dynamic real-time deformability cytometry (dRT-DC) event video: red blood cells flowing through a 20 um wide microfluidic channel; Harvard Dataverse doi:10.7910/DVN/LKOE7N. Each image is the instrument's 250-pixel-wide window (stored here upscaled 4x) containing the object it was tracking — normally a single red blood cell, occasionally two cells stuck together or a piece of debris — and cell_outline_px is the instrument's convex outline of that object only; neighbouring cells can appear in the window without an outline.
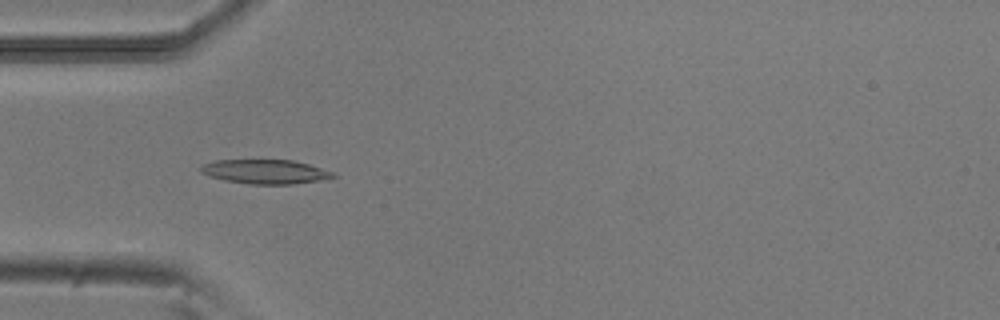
{"species": "common noctule bat (a hibernating species)", "species_latin": "Nyctalus noctula", "temperature_condition": "room temperature", "stored_images_in_passage": 50, "camera_frame_rate_fps": 3000, "um_per_image_px": 0.085, "animal": {"sex": "male", "body_mass_g": 20.5, "forearm_length_mm": 52.5}, "frame": {"image": 1, "passage_image": 14, "time_ms": 4.333, "image_size_px": [1000, 320], "cell_outline_px": [[336, 176], [320, 180], [292, 184], [252, 184], [224, 180], [208, 176], [200, 172], [200, 168], [204, 164], [216, 160], [292, 160], [308, 164], [332, 172]], "centroid_in_image_um": [22.51, 14.59], "position_along_channel_um": 62.5, "area_um2": 18.44}}
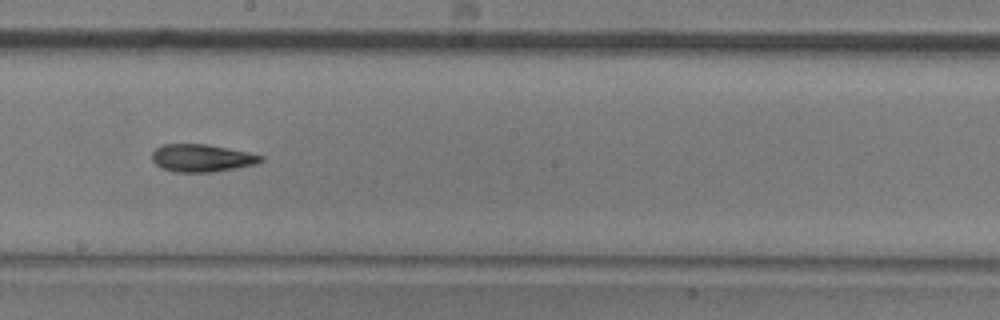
{"frame": {"image": 2, "passage_image": 27, "time_ms": 8.667, "image_size_px": [1000, 320], "cell_outline_px": [[264, 160], [256, 164], [212, 172], [176, 172], [160, 168], [152, 160], [152, 152], [160, 144], [208, 144], [248, 152], [264, 156]], "centroid_in_image_um": [17.13, 13.43], "position_along_channel_um": 231.1, "area_um2": 17.57}}
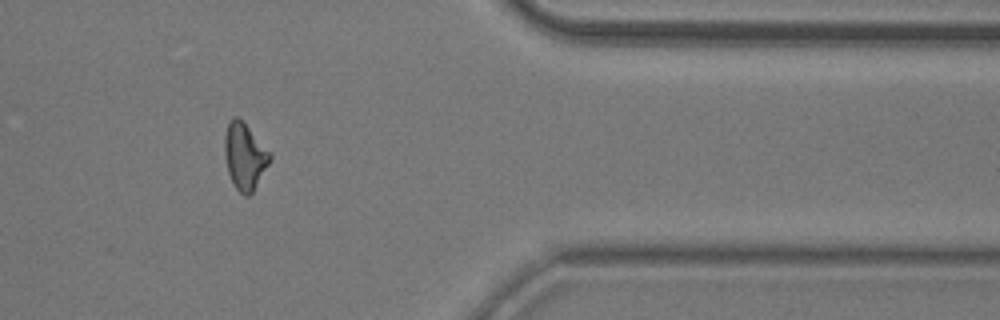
{"frame": {"image": 3, "passage_image": 41, "time_ms": 13.333, "image_size_px": [1000, 320], "cell_outline_px": [[272, 156], [268, 164], [252, 192], [248, 196], [244, 196], [236, 188], [228, 172], [224, 152], [224, 136], [228, 124], [232, 116], [236, 116], [248, 128]], "centroid_in_image_um": [20.76, 13.29], "position_along_channel_um": 390.6, "area_um2": 16.88}, "authors_computed_cell_mechanics": {"area_um2": 17.4556, "velocity_mm_per_s": 3.8903, "shape_relaxation_time_tau1_ms": 8.4031, "shape_relaxation_time_tau2_ms": 9.9388, "deformation_change_tau1": 0.2111, "deformation_change_tau2": 0.2234}}